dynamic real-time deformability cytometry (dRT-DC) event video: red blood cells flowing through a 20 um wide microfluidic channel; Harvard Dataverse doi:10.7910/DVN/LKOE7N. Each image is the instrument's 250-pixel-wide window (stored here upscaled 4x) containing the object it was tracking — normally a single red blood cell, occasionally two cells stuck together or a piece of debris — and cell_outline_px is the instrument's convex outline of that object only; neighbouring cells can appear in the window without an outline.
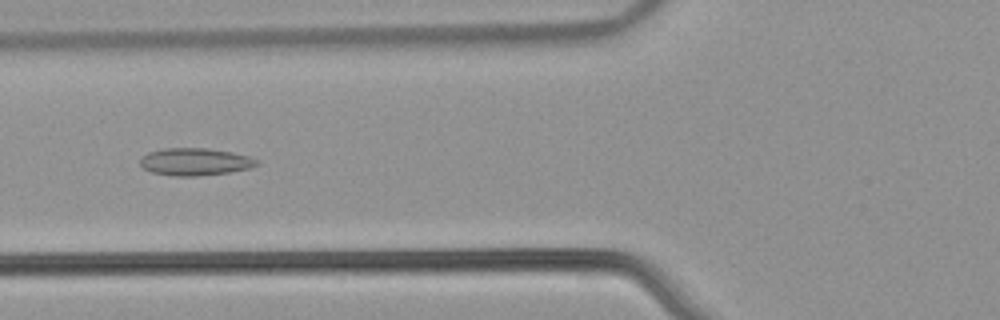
{"species": "common noctule bat (a hibernating species)", "species_latin": "Nyctalus noctula", "temperature_condition": "warm", "stored_images_in_passage": 48, "camera_frame_rate_fps": 3000, "um_per_image_px": 0.085, "animal": {"sex": "male", "body_mass_g": 21.5, "forearm_length_mm": 52.0}, "frame": {"image": 1, "passage_image": 16, "time_ms": 5.0, "image_size_px": [1000, 320], "cell_outline_px": [[260, 164], [248, 168], [228, 172], [196, 176], [176, 176], [152, 172], [144, 168], [140, 164], [140, 160], [148, 152], [164, 148], [208, 148], [232, 152], [248, 156], [260, 160]], "centroid_in_image_um": [16.6, 13.74], "position_along_channel_um": 109.2, "area_um2": 18.5}}
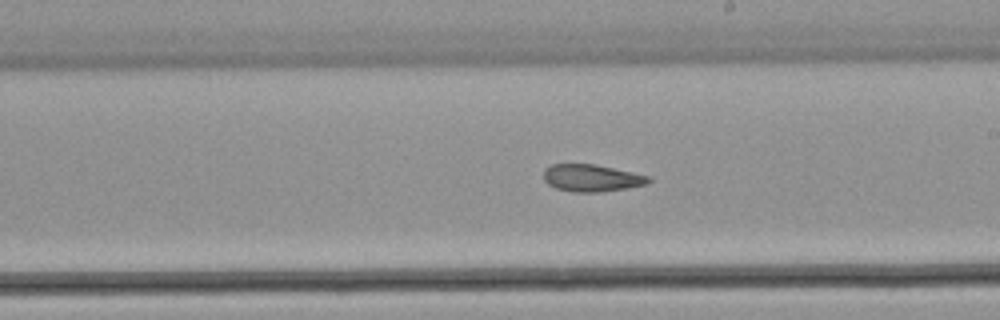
{"frame": {"image": 2, "passage_image": 26, "time_ms": 8.333, "image_size_px": [1000, 320], "cell_outline_px": [[652, 180], [648, 184], [600, 192], [572, 192], [556, 188], [548, 184], [544, 180], [544, 168], [552, 164], [596, 164], [652, 176]], "centroid_in_image_um": [50.31, 15.12], "position_along_channel_um": 238.7, "area_um2": 16.76}}
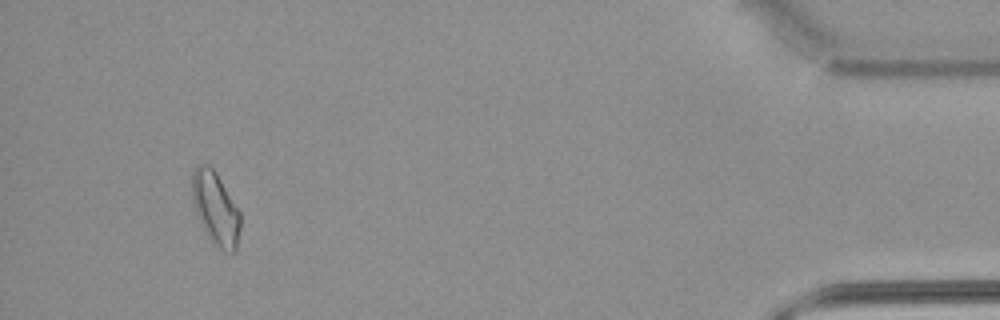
{"frame": {"image": 3, "passage_image": 45, "time_ms": 14.667, "image_size_px": [1000, 320], "cell_outline_px": [[240, 228], [236, 248], [232, 252], [224, 252], [212, 244], [196, 212], [192, 200], [192, 172], [196, 164], [208, 164], [216, 172], [240, 212]], "centroid_in_image_um": [18.31, 17.7], "position_along_channel_um": 416.9, "area_um2": 20.4}, "authors_computed_cell_mechanics": {"area_um2": 17.8602, "velocity_mm_per_s": 3.8923, "shape_relaxation_time_tau1_ms": null, "shape_relaxation_time_tau2_ms": 3.4109, "deformation_change_tau1": null, "deformation_change_tau2": 0.0881}}